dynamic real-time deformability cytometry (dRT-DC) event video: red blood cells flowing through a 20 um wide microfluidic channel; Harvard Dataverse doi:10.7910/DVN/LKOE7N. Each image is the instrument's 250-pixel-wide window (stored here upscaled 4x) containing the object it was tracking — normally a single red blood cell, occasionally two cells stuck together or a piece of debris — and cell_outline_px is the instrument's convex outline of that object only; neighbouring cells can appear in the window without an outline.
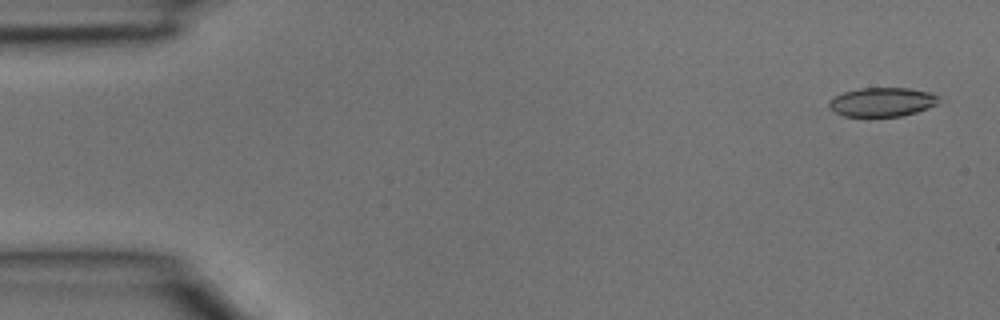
{"species": "common noctule bat (a hibernating species)", "species_latin": "Nyctalus noctula", "temperature_condition": "room temperature", "stored_images_in_passage": 3, "camera_frame_rate_fps": 3000, "um_per_image_px": 0.085, "animal": {"sex": "male", "body_mass_g": 15.6}, "frame": {"image": 1, "passage_image": 1, "time_ms": 0.0, "image_size_px": [1000, 320], "cell_outline_px": [[940, 96], [936, 104], [928, 108], [916, 112], [900, 116], [844, 116], [836, 112], [828, 104], [828, 100], [844, 92], [860, 88], [908, 88], [928, 92]], "centroid_in_image_um": [74.99, 8.66], "position_along_channel_um": 10.0, "area_um2": 18.32}}